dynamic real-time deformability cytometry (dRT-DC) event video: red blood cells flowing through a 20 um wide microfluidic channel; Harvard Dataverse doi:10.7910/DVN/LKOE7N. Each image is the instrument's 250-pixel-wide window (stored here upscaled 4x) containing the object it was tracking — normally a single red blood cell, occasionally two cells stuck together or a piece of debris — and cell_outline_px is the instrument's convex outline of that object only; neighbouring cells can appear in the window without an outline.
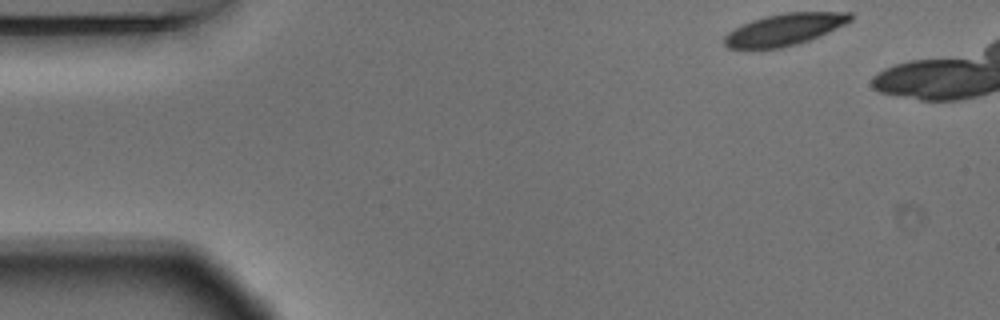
{"species": "Egyptian fruit bat (a non-hibernating species)", "species_latin": "Rousettus aegyptiacus", "temperature_condition": "warm", "stored_images_in_passage": 6, "camera_frame_rate_fps": 3000, "um_per_image_px": 0.085, "animal": {"sex": "male"}, "frame": {"image": 1, "passage_image": 1, "time_ms": 0.0, "image_size_px": [1000, 320], "cell_outline_px": [[852, 20], [820, 36], [796, 44], [780, 48], [728, 48], [724, 44], [724, 36], [732, 28], [740, 24], [764, 16], [784, 12], [852, 12]], "centroid_in_image_um": [66.65, 2.49], "position_along_channel_um": 18.3, "area_um2": 23.35}}